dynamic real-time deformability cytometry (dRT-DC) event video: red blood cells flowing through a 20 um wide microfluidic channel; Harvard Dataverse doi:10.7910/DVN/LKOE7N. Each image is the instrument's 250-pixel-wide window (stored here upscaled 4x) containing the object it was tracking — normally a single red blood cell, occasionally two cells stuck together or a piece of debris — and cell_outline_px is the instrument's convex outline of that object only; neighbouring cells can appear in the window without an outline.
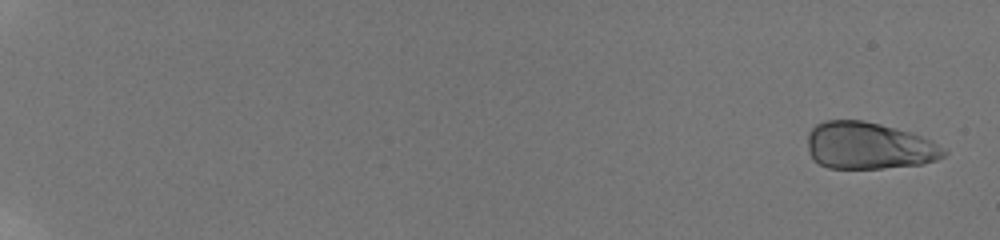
{"species": "human", "species_latin": "Homo sapiens", "temperature_condition": "room temperature", "stored_images_in_passage": 20, "camera_frame_rate_fps": 3000, "um_per_image_px": 0.085, "donor": {"sex": "male"}, "frame": {"image": 1, "passage_image": 1, "time_ms": 0.0, "image_size_px": [1000, 240], "cell_outline_px": [[948, 152], [944, 156], [936, 160], [924, 164], [880, 168], [828, 168], [812, 160], [808, 148], [808, 132], [816, 124], [824, 120], [864, 120], [912, 132], [932, 140]], "centroid_in_image_um": [73.85, 12.38], "position_along_channel_um": 11.2, "area_um2": 37.57}}
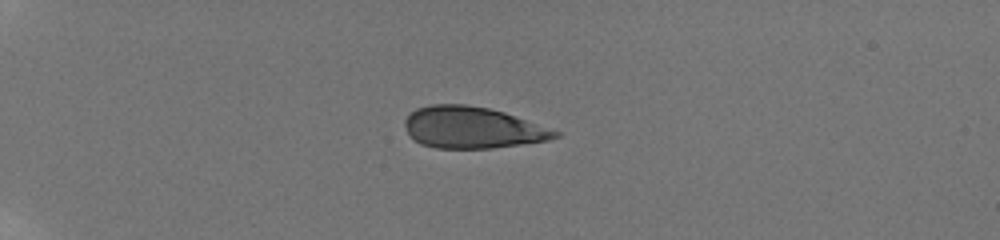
{"frame": {"image": 2, "passage_image": 12, "time_ms": 5.333, "image_size_px": [1000, 240], "cell_outline_px": [[560, 136], [548, 140], [492, 148], [436, 148], [420, 144], [408, 132], [404, 124], [404, 120], [416, 108], [432, 104], [468, 104], [488, 108], [504, 112], [560, 132]], "centroid_in_image_um": [40.13, 10.84], "position_along_channel_um": 44.9, "area_um2": 36.07}}
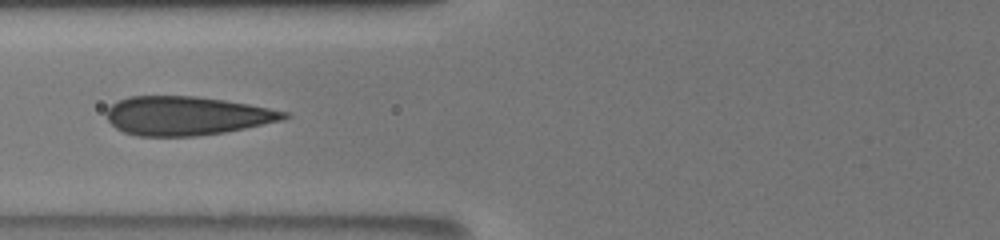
{"frame": {"image": 3, "passage_image": 18, "time_ms": 8.667, "image_size_px": [1000, 240], "cell_outline_px": [[292, 116], [284, 120], [224, 132], [196, 136], [136, 136], [124, 132], [116, 128], [108, 120], [104, 112], [112, 104], [128, 96], [196, 96], [224, 100], [248, 104], [288, 112]], "centroid_in_image_um": [15.85, 9.84], "position_along_channel_um": 109.9, "area_um2": 40.17}}